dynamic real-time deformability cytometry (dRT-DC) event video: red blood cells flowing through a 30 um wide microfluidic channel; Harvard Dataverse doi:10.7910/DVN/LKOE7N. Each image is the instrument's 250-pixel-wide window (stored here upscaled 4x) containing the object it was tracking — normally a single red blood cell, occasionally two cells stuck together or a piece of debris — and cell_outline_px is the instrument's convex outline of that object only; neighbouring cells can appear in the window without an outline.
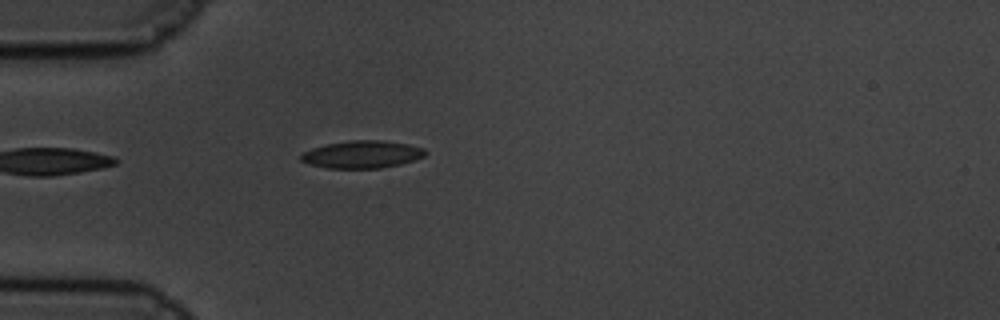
{"species": "common noctule bat (a hibernating species)", "species_latin": "Nyctalus noctula", "temperature_condition": "cold", "stored_images_in_passage": 38, "camera_frame_rate_fps": 3000, "um_per_image_px": 0.085, "animal": {"sex": "male", "body_mass_g": 19.5, "forearm_length_mm": 54.6}, "frame": {"image": 1, "passage_image": 1, "time_ms": 0.0, "image_size_px": [1000, 320], "cell_outline_px": [[428, 152], [424, 156], [400, 164], [380, 168], [328, 168], [308, 164], [300, 160], [300, 152], [312, 148], [328, 144], [348, 140], [380, 140], [408, 144], [424, 148]], "centroid_in_image_um": [30.74, 13.12], "position_along_channel_um": 54.3, "area_um2": 19.94}}
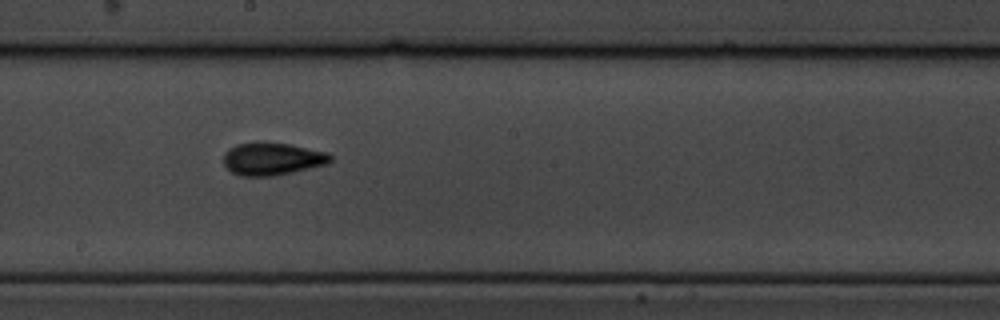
{"frame": {"image": 2, "passage_image": 17, "time_ms": 5.333, "image_size_px": [1000, 320], "cell_outline_px": [[332, 160], [328, 164], [292, 172], [272, 176], [240, 176], [232, 172], [224, 164], [224, 152], [228, 148], [236, 144], [256, 140], [260, 140], [292, 144], [328, 152], [332, 156]], "centroid_in_image_um": [23.13, 13.46], "position_along_channel_um": 225.1, "area_um2": 20.87}}
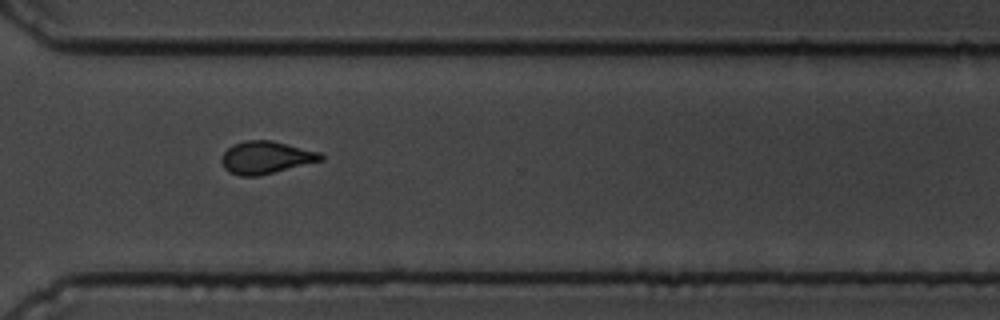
{"frame": {"image": 3, "passage_image": 28, "time_ms": 9.0, "image_size_px": [1000, 320], "cell_outline_px": [[324, 160], [260, 176], [240, 176], [228, 172], [224, 168], [220, 160], [224, 152], [232, 144], [244, 140], [272, 140], [320, 152], [324, 156]], "centroid_in_image_um": [22.59, 13.39], "position_along_channel_um": 348.0, "area_um2": 19.07}, "authors_computed_cell_mechanics": {"area_um2": 18.9006, "velocity_mm_per_s": 3.356, "shape_relaxation_time_tau1_ms": 3.8011, "shape_relaxation_time_tau2_ms": 1.6003, "deformation_change_tau1": 0.1397, "deformation_change_tau2": 0.0748}}